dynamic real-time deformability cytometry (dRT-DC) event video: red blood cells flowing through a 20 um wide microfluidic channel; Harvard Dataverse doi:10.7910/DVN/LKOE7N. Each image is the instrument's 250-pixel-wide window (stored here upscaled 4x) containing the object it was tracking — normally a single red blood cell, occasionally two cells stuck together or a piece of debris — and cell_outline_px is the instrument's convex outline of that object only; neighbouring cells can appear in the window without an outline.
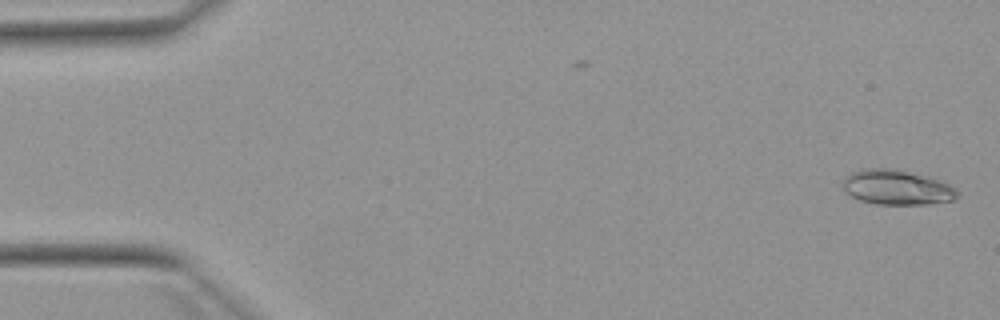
{"species": "Egyptian fruit bat (a non-hibernating species)", "species_latin": "Rousettus aegyptiacus", "temperature_condition": "warm", "stored_images_in_passage": 52, "camera_frame_rate_fps": 3000, "um_per_image_px": 0.085, "animal": {"sex": "female"}, "frame": {"image": 1, "passage_image": 2, "time_ms": 0.333, "image_size_px": [1000, 320], "cell_outline_px": [[960, 196], [952, 200], [928, 204], [876, 204], [860, 200], [844, 192], [844, 176], [860, 168], [884, 168], [908, 172], [944, 180], [956, 188], [960, 192]], "centroid_in_image_um": [76.26, 15.93], "position_along_channel_um": 8.7, "area_um2": 23.41}}
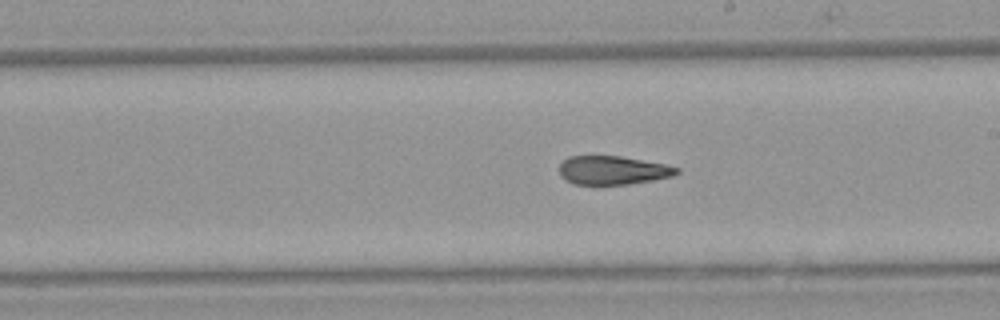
{"frame": {"image": 2, "passage_image": 30, "time_ms": 9.667, "image_size_px": [1000, 320], "cell_outline_px": [[680, 172], [672, 176], [652, 180], [628, 184], [572, 184], [564, 180], [560, 176], [560, 164], [568, 156], [620, 156], [664, 164], [680, 168]], "centroid_in_image_um": [52.06, 14.47], "position_along_channel_um": 236.9, "area_um2": 19.54}}
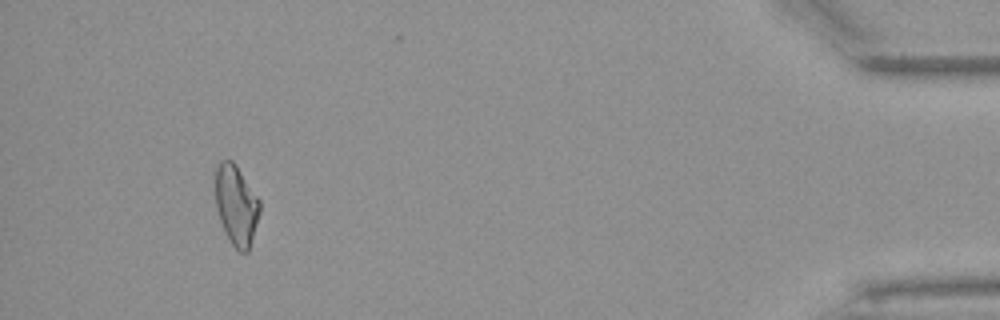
{"frame": {"image": 3, "passage_image": 49, "time_ms": 16.0, "image_size_px": [1000, 320], "cell_outline_px": [[260, 212], [248, 252], [240, 252], [228, 240], [224, 232], [216, 208], [216, 168], [220, 160], [232, 160], [236, 164], [260, 200]], "centroid_in_image_um": [20.08, 17.43], "position_along_channel_um": 415.1, "area_um2": 20.69}, "authors_computed_cell_mechanics": {"area_um2": 21.2993, "velocity_mm_per_s": 3.9143, "shape_relaxation_time_tau1_ms": 6.7063, "shape_relaxation_time_tau2_ms": 2.8299, "deformation_change_tau1": 0.2019, "deformation_change_tau2": 0.1253}}